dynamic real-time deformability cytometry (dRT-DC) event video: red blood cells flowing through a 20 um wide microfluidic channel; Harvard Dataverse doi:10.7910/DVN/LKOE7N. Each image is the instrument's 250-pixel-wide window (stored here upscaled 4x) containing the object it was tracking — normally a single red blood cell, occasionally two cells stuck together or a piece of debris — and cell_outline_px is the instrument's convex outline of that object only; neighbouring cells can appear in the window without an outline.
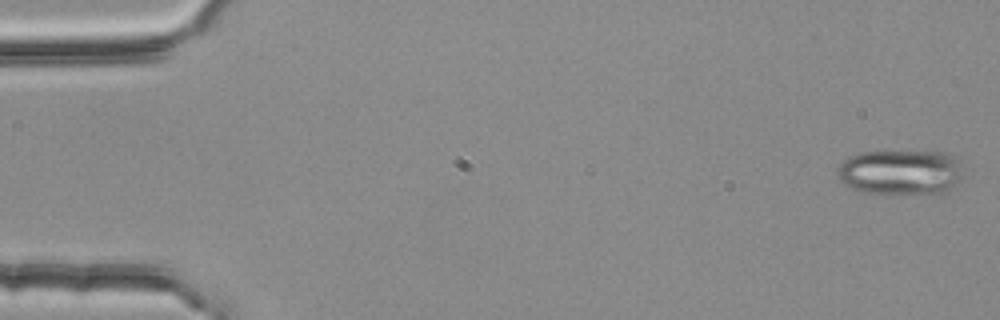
{"species": "common noctule bat (a hibernating species)", "species_latin": "Nyctalus noctula", "temperature_condition": "room temperature", "stored_images_in_passage": 5, "camera_frame_rate_fps": 3000, "um_per_image_px": 0.085, "animal": {"sex": "female", "body_mass_g": 25.1}, "frame": {"image": 1, "passage_image": 1, "time_ms": 0.0, "image_size_px": [1000, 320], "cell_outline_px": [[964, 176], [956, 184], [944, 192], [868, 192], [852, 188], [844, 184], [836, 176], [836, 168], [844, 160], [860, 152], [948, 152], [956, 160]], "centroid_in_image_um": [76.52, 14.61], "position_along_channel_um": 8.5, "area_um2": 32.37}}